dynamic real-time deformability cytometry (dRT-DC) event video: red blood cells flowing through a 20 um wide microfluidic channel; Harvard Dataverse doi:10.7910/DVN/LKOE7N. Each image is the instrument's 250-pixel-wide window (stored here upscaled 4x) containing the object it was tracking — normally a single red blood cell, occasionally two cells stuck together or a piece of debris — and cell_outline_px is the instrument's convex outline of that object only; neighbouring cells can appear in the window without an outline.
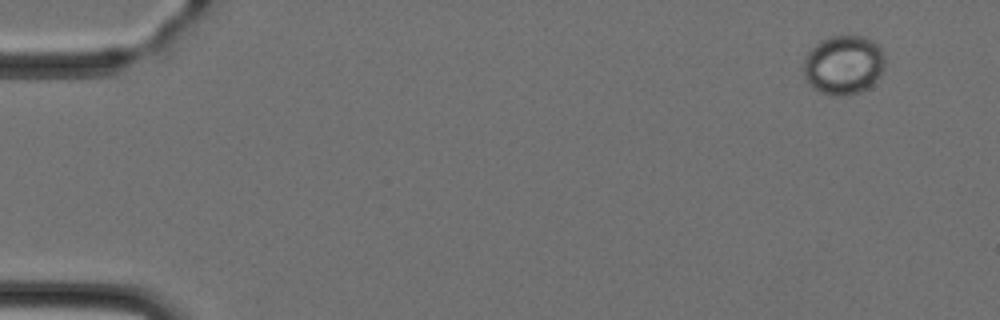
{"species": "Egyptian fruit bat (a non-hibernating species)", "species_latin": "Rousettus aegyptiacus", "temperature_condition": "cold", "stored_images_in_passage": 5, "camera_frame_rate_fps": 3000, "um_per_image_px": 0.085, "animal": {"sex": "female"}, "frame": {"image": 1, "passage_image": 2, "time_ms": 1.0, "image_size_px": [1000, 320], "cell_outline_px": [[884, 68], [880, 76], [872, 84], [860, 92], [840, 96], [832, 96], [820, 92], [812, 88], [808, 84], [804, 76], [804, 60], [808, 52], [820, 40], [828, 36], [860, 36], [872, 40], [884, 52]], "centroid_in_image_um": [71.69, 5.53], "position_along_channel_um": 13.3, "area_um2": 28.21}}